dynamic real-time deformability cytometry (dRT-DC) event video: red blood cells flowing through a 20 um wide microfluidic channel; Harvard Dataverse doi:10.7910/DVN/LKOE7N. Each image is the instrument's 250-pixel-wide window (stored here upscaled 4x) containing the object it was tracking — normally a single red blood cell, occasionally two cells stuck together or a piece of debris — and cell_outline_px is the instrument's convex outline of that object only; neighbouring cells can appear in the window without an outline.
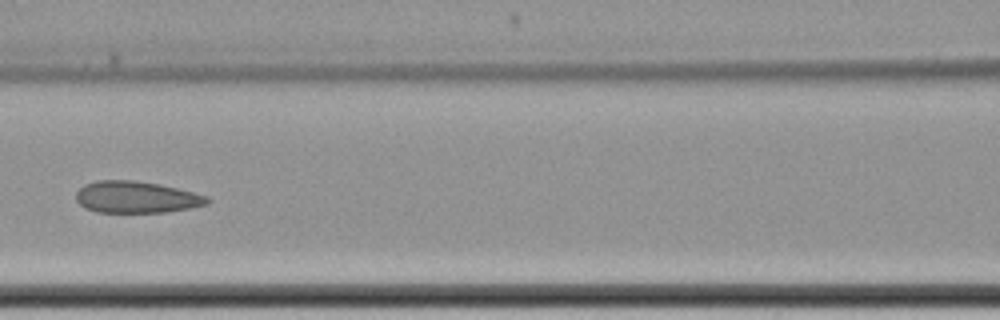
{"species": "common noctule bat (a hibernating species)", "species_latin": "Nyctalus noctula", "temperature_condition": "cold", "stored_images_in_passage": 9, "camera_frame_rate_fps": 3000, "um_per_image_px": 0.085, "animal": {"sex": "female", "body_mass_g": 22.7, "forearm_length_mm": 54.2}, "frame": {"image": 1, "passage_image": 6, "time_ms": 6.333, "image_size_px": [1000, 320], "cell_outline_px": [[212, 200], [208, 204], [188, 208], [164, 212], [96, 212], [84, 208], [76, 200], [76, 192], [84, 184], [96, 180], [132, 180], [160, 184], [208, 196]], "centroid_in_image_um": [11.57, 16.75], "position_along_channel_um": 155.0, "area_um2": 24.28}}
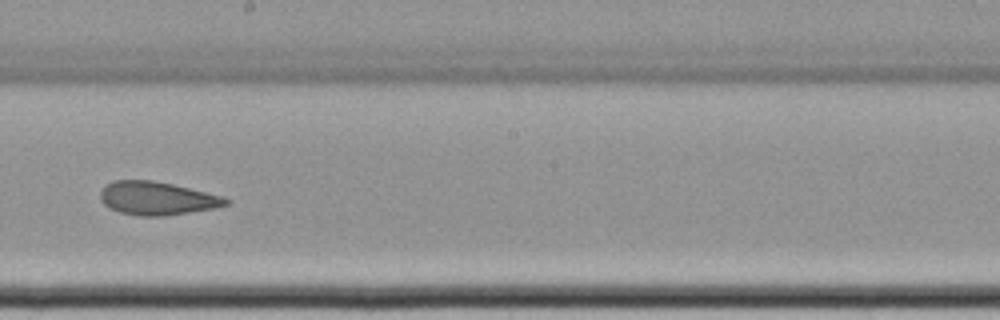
{"frame": {"image": 2, "passage_image": 8, "time_ms": 8.667, "image_size_px": [1000, 320], "cell_outline_px": [[232, 200], [228, 204], [216, 208], [164, 216], [140, 216], [120, 212], [104, 204], [100, 200], [100, 192], [112, 180], [152, 180], [172, 184], [220, 196]], "centroid_in_image_um": [13.34, 16.86], "position_along_channel_um": 234.9, "area_um2": 24.1}}
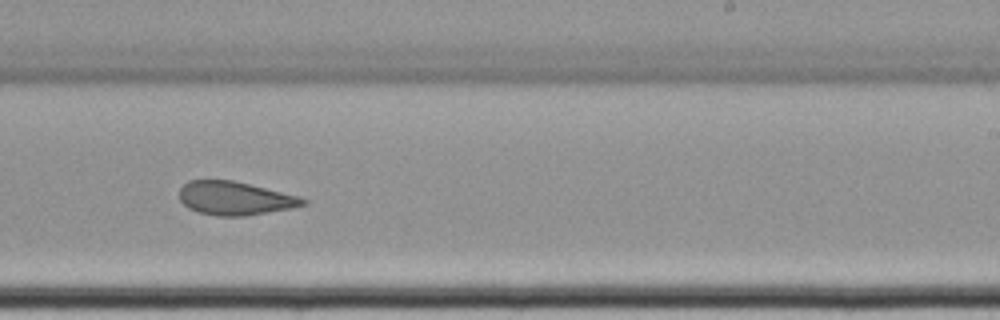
{"frame": {"image": 3, "passage_image": 9, "time_ms": 9.667, "image_size_px": [1000, 320], "cell_outline_px": [[308, 204], [292, 208], [244, 216], [216, 216], [200, 212], [188, 208], [180, 200], [180, 188], [188, 180], [232, 180], [296, 196], [308, 200]], "centroid_in_image_um": [19.95, 16.86], "position_along_channel_um": 269.1, "area_um2": 23.81}}